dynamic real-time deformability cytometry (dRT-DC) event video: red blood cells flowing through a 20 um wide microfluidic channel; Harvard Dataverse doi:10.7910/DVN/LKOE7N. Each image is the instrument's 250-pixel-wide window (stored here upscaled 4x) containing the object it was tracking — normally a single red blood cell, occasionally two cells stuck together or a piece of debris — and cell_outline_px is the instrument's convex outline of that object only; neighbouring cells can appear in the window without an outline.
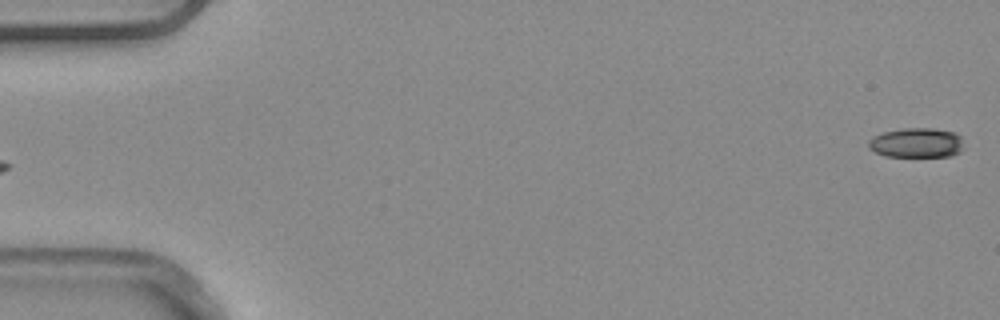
{"species": "common noctule bat (a hibernating species)", "species_latin": "Nyctalus noctula", "temperature_condition": "warm", "stored_images_in_passage": 5, "segment_of_instrument_passage": [2, 2], "camera_frame_rate_fps": 3000, "um_per_image_px": 0.085, "animal": {"sex": "male", "body_mass_g": 20.4}, "frame": {"image": 1, "passage_image": 5, "time_ms": 1.333, "image_size_px": [1000, 320], "cell_outline_px": [[960, 152], [948, 156], [884, 156], [868, 148], [868, 140], [872, 136], [884, 132], [904, 128], [932, 128], [952, 132], [960, 136]], "centroid_in_image_um": [77.83, 12.13], "position_along_channel_um": 7.2, "area_um2": 16.24}}